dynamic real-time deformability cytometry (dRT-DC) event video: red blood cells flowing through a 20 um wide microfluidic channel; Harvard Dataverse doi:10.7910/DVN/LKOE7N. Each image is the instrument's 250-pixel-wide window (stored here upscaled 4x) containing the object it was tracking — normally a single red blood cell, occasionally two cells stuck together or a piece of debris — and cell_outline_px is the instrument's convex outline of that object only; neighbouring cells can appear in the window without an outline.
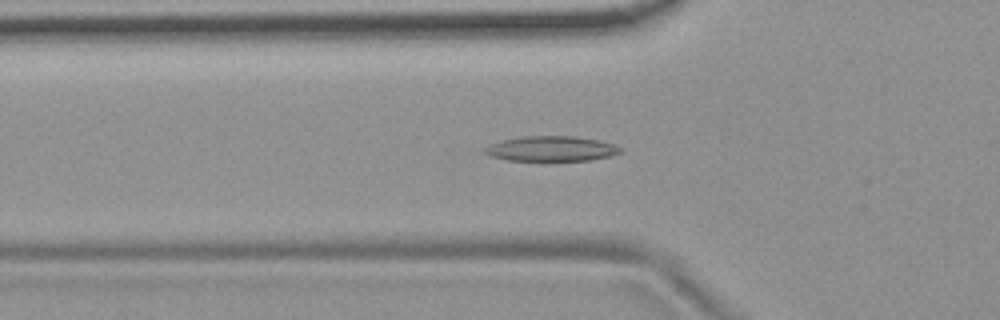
{"species": "common noctule bat (a hibernating species)", "species_latin": "Nyctalus noctula", "temperature_condition": "room temperature", "stored_images_in_passage": 55, "camera_frame_rate_fps": 3000, "um_per_image_px": 0.085, "animal": {"sex": "female", "body_mass_g": 19.9}, "frame": {"image": 1, "passage_image": 18, "time_ms": 5.667, "image_size_px": [1000, 320], "cell_outline_px": [[624, 152], [612, 156], [588, 160], [508, 160], [488, 156], [484, 152], [484, 148], [492, 144], [504, 140], [524, 136], [572, 136], [596, 140], [612, 144], [620, 148]], "centroid_in_image_um": [46.86, 12.64], "position_along_channel_um": 78.9, "area_um2": 19.54}}
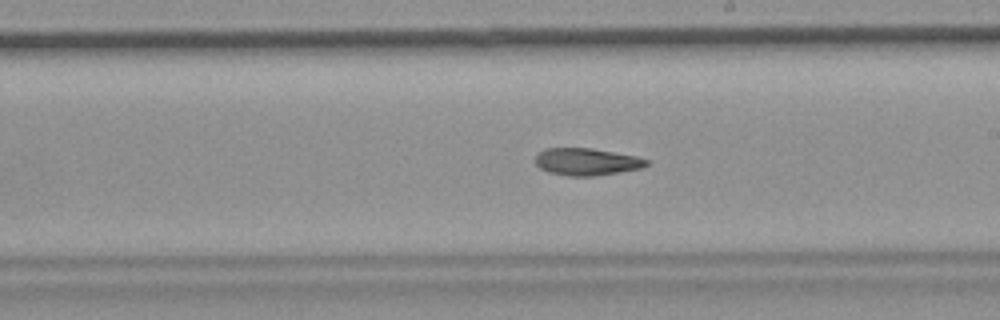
{"frame": {"image": 2, "passage_image": 31, "time_ms": 10.0, "image_size_px": [1000, 320], "cell_outline_px": [[652, 160], [648, 164], [640, 168], [620, 172], [592, 176], [568, 176], [548, 172], [540, 168], [536, 164], [536, 156], [544, 148], [592, 148], [636, 156]], "centroid_in_image_um": [49.88, 13.74], "position_along_channel_um": 239.1, "area_um2": 17.63}}
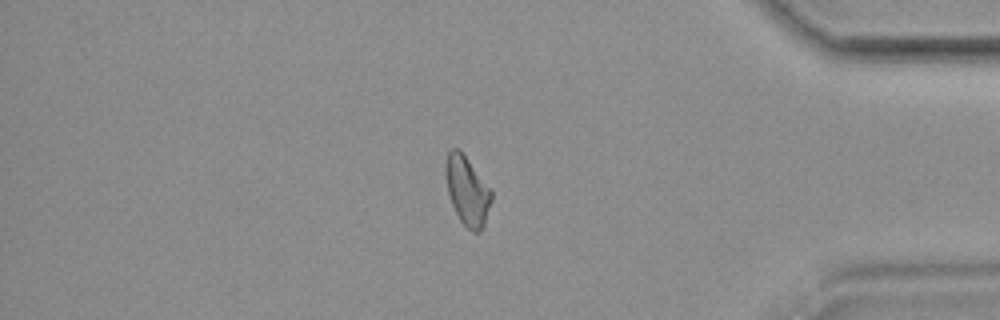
{"frame": {"image": 3, "passage_image": 46, "time_ms": 15.0, "image_size_px": [1000, 320], "cell_outline_px": [[492, 200], [484, 228], [480, 232], [472, 232], [460, 220], [452, 204], [448, 192], [444, 172], [444, 164], [448, 152], [452, 148], [460, 148], [492, 192]], "centroid_in_image_um": [39.7, 16.21], "position_along_channel_um": 395.5, "area_um2": 18.5}}